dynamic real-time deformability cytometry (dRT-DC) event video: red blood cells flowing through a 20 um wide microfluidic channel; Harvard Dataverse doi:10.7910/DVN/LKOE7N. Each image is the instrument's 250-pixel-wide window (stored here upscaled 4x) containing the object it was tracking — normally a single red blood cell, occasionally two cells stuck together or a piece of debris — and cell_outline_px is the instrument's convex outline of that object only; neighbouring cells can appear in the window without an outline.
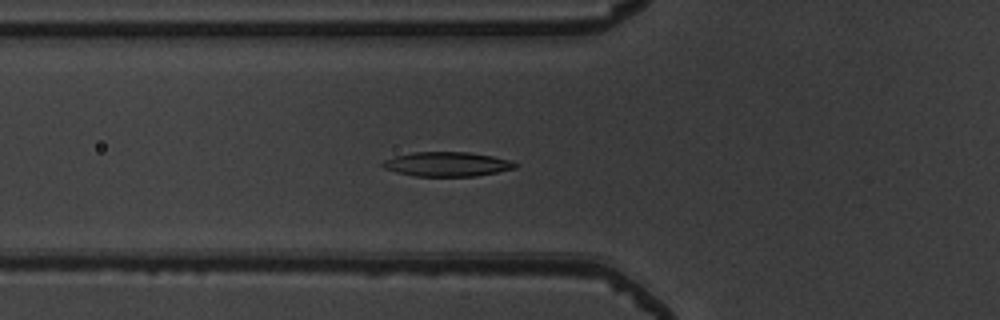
{"species": "common noctule bat (a hibernating species)", "species_latin": "Nyctalus noctula", "temperature_condition": "warm", "stored_images_in_passage": 52, "camera_frame_rate_fps": 3000, "um_per_image_px": 0.085, "animal": {"sex": "male", "body_mass_g": 19.5, "forearm_length_mm": 54.6}, "frame": {"image": 1, "passage_image": 19, "time_ms": 6.0, "image_size_px": [1000, 320], "cell_outline_px": [[520, 164], [516, 168], [476, 176], [416, 176], [396, 172], [384, 168], [380, 164], [384, 160], [396, 156], [412, 152], [468, 152], [492, 156], [508, 160]], "centroid_in_image_um": [38.0, 13.95], "position_along_channel_um": 87.8, "area_um2": 18.79}}
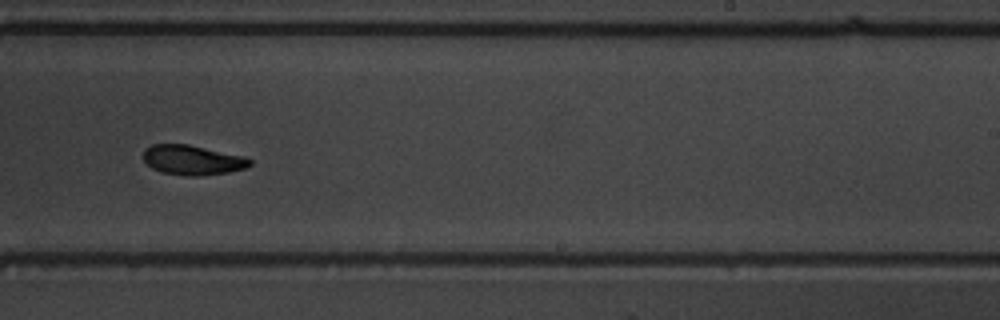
{"frame": {"image": 2, "passage_image": 33, "time_ms": 10.667, "image_size_px": [1000, 320], "cell_outline_px": [[252, 164], [244, 168], [228, 172], [200, 176], [188, 176], [160, 172], [152, 168], [144, 160], [144, 148], [152, 144], [188, 144], [248, 156], [252, 160]], "centroid_in_image_um": [16.39, 13.59], "position_along_channel_um": 272.6, "area_um2": 18.73}}
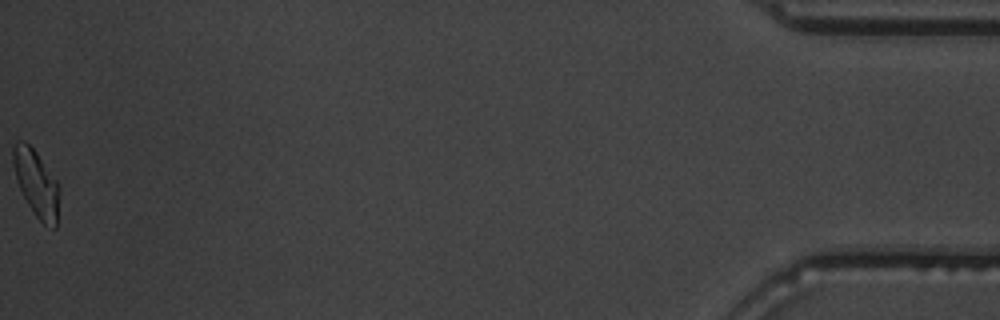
{"frame": {"image": 3, "passage_image": 52, "time_ms": 17.0, "image_size_px": [1000, 320], "cell_outline_px": [[60, 188], [56, 228], [52, 228], [44, 224], [36, 216], [28, 204], [16, 180], [12, 164], [12, 148], [16, 140], [24, 140], [36, 152], [56, 180]], "centroid_in_image_um": [3.07, 15.56], "position_along_channel_um": 432.1, "area_um2": 17.92}, "authors_computed_cell_mechanics": {"area_um2": 18.785, "velocity_mm_per_s": 3.9587, "shape_relaxation_time_tau1_ms": 4.008, "shape_relaxation_time_tau2_ms": null, "deformation_change_tau1": 0.1638, "deformation_change_tau2": null}}